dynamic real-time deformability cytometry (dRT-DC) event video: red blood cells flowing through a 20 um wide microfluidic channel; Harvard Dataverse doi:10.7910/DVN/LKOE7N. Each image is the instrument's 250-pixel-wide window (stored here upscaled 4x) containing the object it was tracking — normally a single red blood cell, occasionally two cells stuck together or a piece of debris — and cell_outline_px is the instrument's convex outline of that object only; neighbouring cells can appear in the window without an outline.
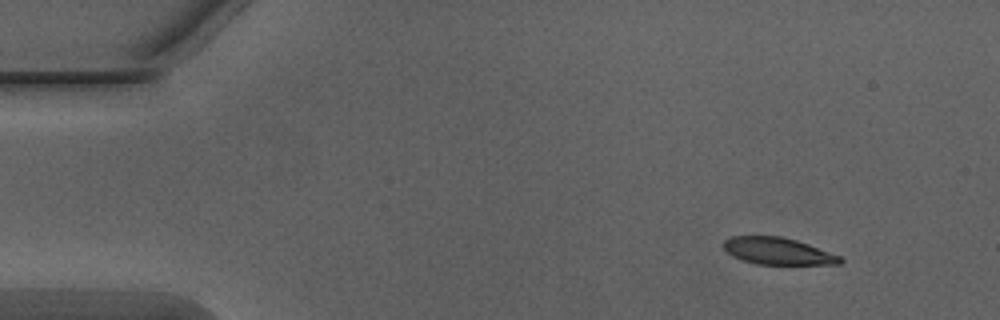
{"species": "Egyptian fruit bat (a non-hibernating species)", "species_latin": "Rousettus aegyptiacus", "temperature_condition": "warm", "stored_images_in_passage": 11, "camera_frame_rate_fps": 3000, "um_per_image_px": 0.085, "animal": {"sex": "male"}, "frame": {"image": 1, "passage_image": 1, "time_ms": 0.0, "image_size_px": [1000, 320], "cell_outline_px": [[844, 260], [840, 264], [756, 264], [732, 256], [724, 248], [724, 240], [732, 236], [780, 236], [796, 240], [808, 244], [840, 256]], "centroid_in_image_um": [66.11, 21.34], "position_along_channel_um": 18.9, "area_um2": 18.09}}
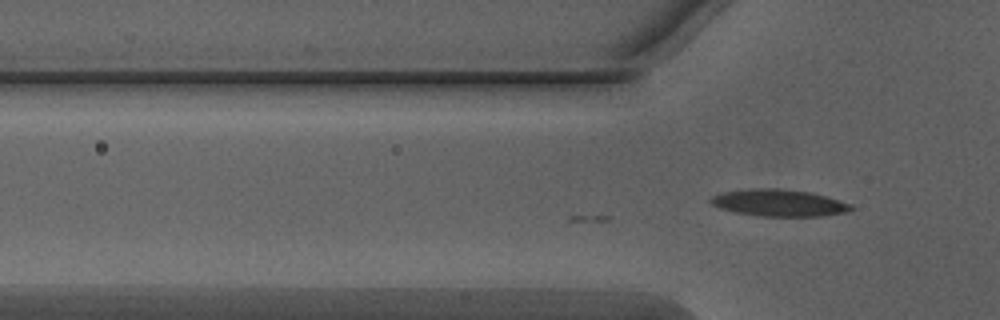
{"frame": {"image": 2, "passage_image": 11, "time_ms": 3.333, "image_size_px": [1000, 320], "cell_outline_px": [[852, 208], [844, 212], [824, 216], [760, 216], [736, 212], [720, 208], [712, 204], [708, 200], [712, 196], [720, 192], [748, 188], [780, 188], [808, 192], [824, 196], [848, 204]], "centroid_in_image_um": [66.1, 17.23], "position_along_channel_um": 59.7, "area_um2": 21.73}}